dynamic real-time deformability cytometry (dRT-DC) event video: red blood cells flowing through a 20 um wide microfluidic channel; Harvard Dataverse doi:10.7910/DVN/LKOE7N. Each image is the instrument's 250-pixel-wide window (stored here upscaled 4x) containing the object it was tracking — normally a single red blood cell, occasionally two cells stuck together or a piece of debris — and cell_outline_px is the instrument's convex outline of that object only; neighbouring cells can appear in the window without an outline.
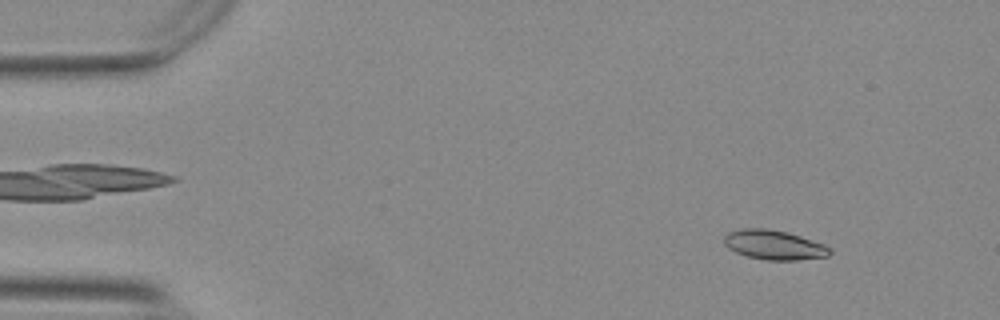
{"species": "Egyptian fruit bat (a non-hibernating species)", "species_latin": "Rousettus aegyptiacus", "temperature_condition": "warm", "stored_images_in_passage": 54, "camera_frame_rate_fps": 3000, "um_per_image_px": 0.085, "animal": {"sex": "female"}, "frame": {"image": 1, "passage_image": 6, "time_ms": 1.667, "image_size_px": [1000, 320], "cell_outline_px": [[832, 252], [828, 256], [796, 260], [764, 260], [748, 256], [736, 252], [728, 248], [724, 244], [724, 236], [728, 232], [740, 228], [764, 228], [788, 232], [824, 244], [832, 248]], "centroid_in_image_um": [65.79, 20.81], "position_along_channel_um": 19.2, "area_um2": 18.26}}
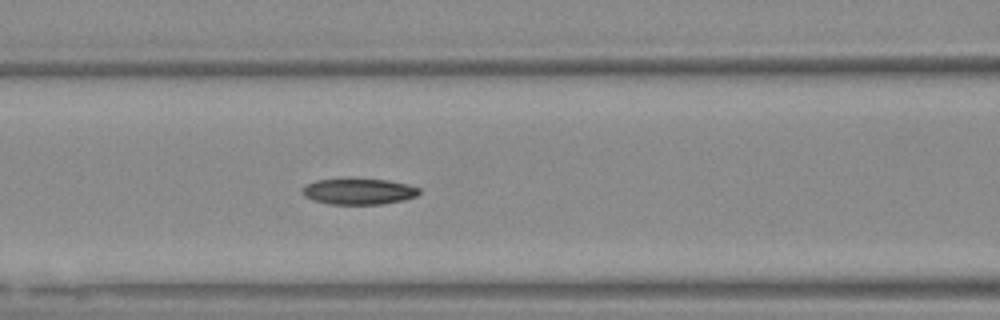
{"frame": {"image": 2, "passage_image": 23, "time_ms": 7.333, "image_size_px": [1000, 320], "cell_outline_px": [[420, 192], [416, 196], [404, 200], [380, 204], [328, 204], [312, 200], [304, 196], [300, 192], [308, 184], [316, 180], [388, 180], [408, 184], [420, 188]], "centroid_in_image_um": [30.51, 16.29], "position_along_channel_um": 136.1, "area_um2": 17.4}}
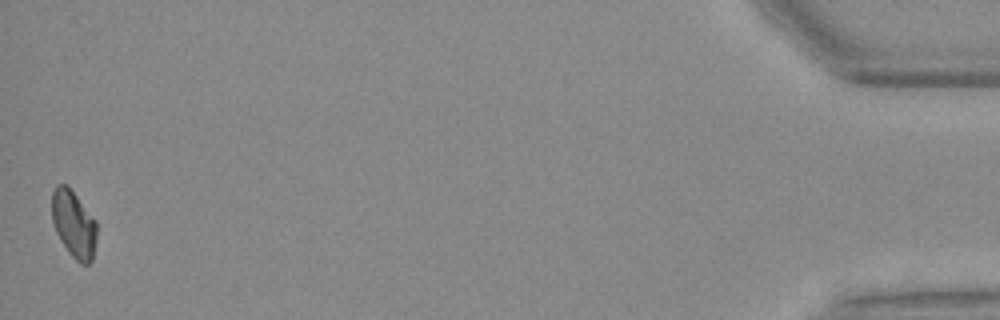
{"frame": {"image": 3, "passage_image": 54, "time_ms": 17.667, "image_size_px": [1000, 320], "cell_outline_px": [[96, 240], [92, 260], [88, 264], [80, 264], [68, 252], [60, 240], [56, 232], [52, 220], [52, 192], [56, 184], [64, 184], [76, 196], [96, 220]], "centroid_in_image_um": [6.26, 19.07], "position_along_channel_um": 428.9, "area_um2": 17.4}}